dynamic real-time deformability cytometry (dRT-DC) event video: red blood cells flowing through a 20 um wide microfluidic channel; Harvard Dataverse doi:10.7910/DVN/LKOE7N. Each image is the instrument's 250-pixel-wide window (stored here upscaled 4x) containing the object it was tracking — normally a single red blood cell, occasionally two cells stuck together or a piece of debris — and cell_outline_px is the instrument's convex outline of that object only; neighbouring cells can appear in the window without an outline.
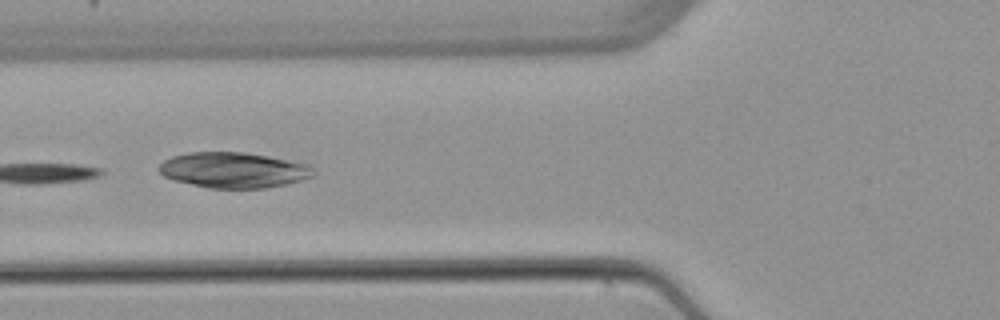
{"species": "common noctule bat (a hibernating species)", "species_latin": "Nyctalus noctula", "temperature_condition": "warm", "stored_images_in_passage": 5, "camera_frame_rate_fps": 3000, "um_per_image_px": 0.085, "animal": {"sex": "female", "body_mass_g": 22.7, "forearm_length_mm": 54.2}, "frame": {"image": 1, "passage_image": 2, "time_ms": 1.333, "image_size_px": [1000, 320], "cell_outline_px": [[316, 176], [284, 184], [264, 188], [208, 188], [172, 180], [164, 176], [156, 168], [164, 160], [172, 156], [188, 152], [244, 152], [268, 156], [308, 164], [316, 172]], "centroid_in_image_um": [19.83, 14.45], "position_along_channel_um": 106.0, "area_um2": 32.08}}